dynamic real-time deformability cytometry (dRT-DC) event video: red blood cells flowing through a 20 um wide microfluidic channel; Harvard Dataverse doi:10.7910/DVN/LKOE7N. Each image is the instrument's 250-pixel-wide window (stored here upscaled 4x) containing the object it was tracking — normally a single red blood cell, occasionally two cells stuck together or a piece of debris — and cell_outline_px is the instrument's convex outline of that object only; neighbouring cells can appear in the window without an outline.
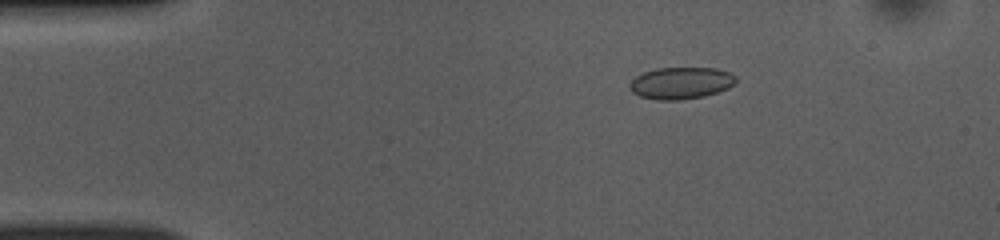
{"species": "common noctule bat (a hibernating species)", "species_latin": "Nyctalus noctula", "temperature_condition": "room temperature", "stored_images_in_passage": 51, "camera_frame_rate_fps": 3000, "um_per_image_px": 0.085, "animal": {"sex": "female", "body_mass_g": 10.0, "forearm_length_mm": 53.1}, "frame": {"image": 1, "passage_image": 9, "time_ms": 2.667, "image_size_px": [1000, 240], "cell_outline_px": [[736, 80], [728, 88], [704, 96], [680, 100], [656, 100], [640, 96], [632, 92], [628, 84], [636, 76], [644, 72], [656, 68], [716, 68], [728, 72], [736, 76]], "centroid_in_image_um": [57.85, 7.06], "position_along_channel_um": 27.2, "area_um2": 19.65}}
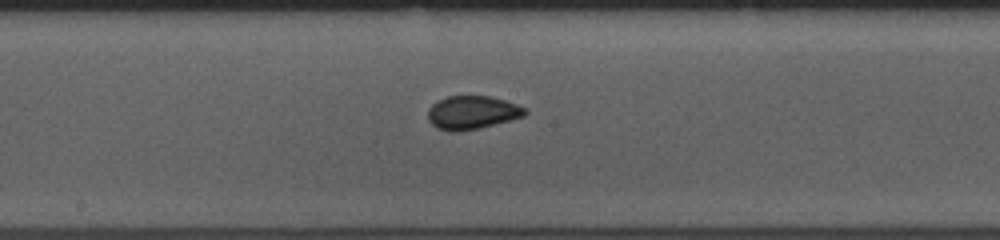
{"frame": {"image": 2, "passage_image": 27, "time_ms": 8.667, "image_size_px": [1000, 240], "cell_outline_px": [[528, 112], [524, 116], [480, 128], [456, 132], [448, 132], [436, 128], [428, 120], [428, 108], [436, 100], [448, 96], [488, 96], [504, 100], [528, 108]], "centroid_in_image_um": [40.11, 9.57], "position_along_channel_um": 208.1, "area_um2": 19.07}}
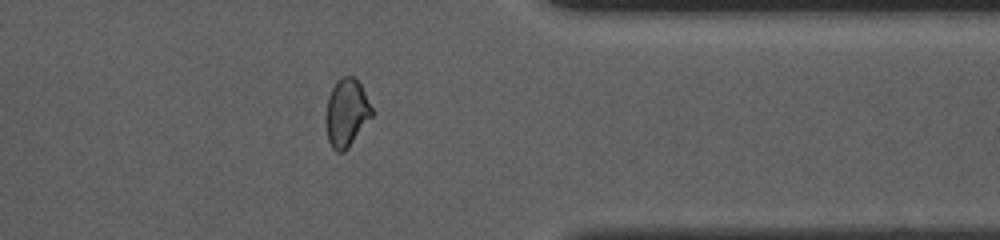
{"frame": {"image": 3, "passage_image": 41, "time_ms": 13.333, "image_size_px": [1000, 240], "cell_outline_px": [[376, 112], [348, 148], [344, 152], [336, 152], [332, 148], [328, 140], [324, 120], [324, 116], [328, 96], [336, 80], [340, 76], [356, 76]], "centroid_in_image_um": [29.46, 9.57], "position_along_channel_um": 381.9, "area_um2": 18.9}, "authors_computed_cell_mechanics": {"area_um2": 18.9006, "velocity_mm_per_s": 3.9541, "shape_relaxation_time_tau1_ms": null, "shape_relaxation_time_tau2_ms": 0.873, "deformation_change_tau1": null, "deformation_change_tau2": 0.0455}}